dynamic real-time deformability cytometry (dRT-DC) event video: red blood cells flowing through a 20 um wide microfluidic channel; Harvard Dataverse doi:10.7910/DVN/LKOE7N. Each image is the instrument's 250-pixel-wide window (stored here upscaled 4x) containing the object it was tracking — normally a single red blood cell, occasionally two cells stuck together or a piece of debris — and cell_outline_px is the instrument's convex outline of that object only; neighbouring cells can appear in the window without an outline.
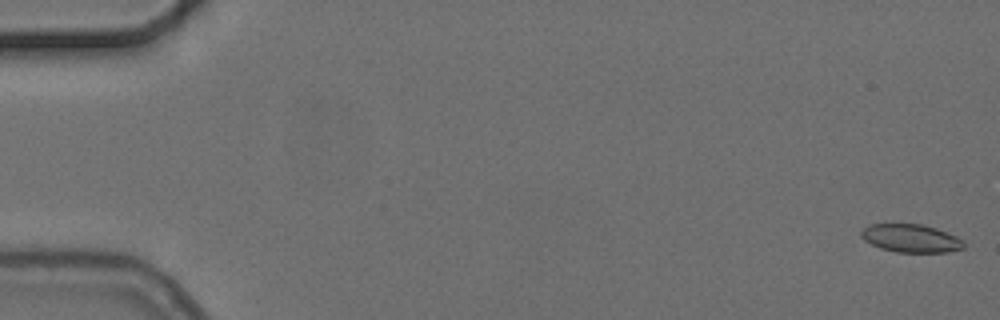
{"species": "common noctule bat (a hibernating species)", "species_latin": "Nyctalus noctula", "temperature_condition": "cold", "stored_images_in_passage": 7, "camera_frame_rate_fps": 3000, "um_per_image_px": 0.085, "animal": {"sex": "female", "body_mass_g": 24.6, "forearm_length_mm": 56.2}, "frame": {"image": 1, "passage_image": 1, "time_ms": 0.0, "image_size_px": [1000, 320], "cell_outline_px": [[964, 248], [948, 252], [896, 252], [880, 248], [864, 240], [860, 236], [860, 232], [868, 224], [920, 224], [936, 228], [956, 236], [964, 240]], "centroid_in_image_um": [77.42, 20.25], "position_along_channel_um": 7.6, "area_um2": 16.82}}
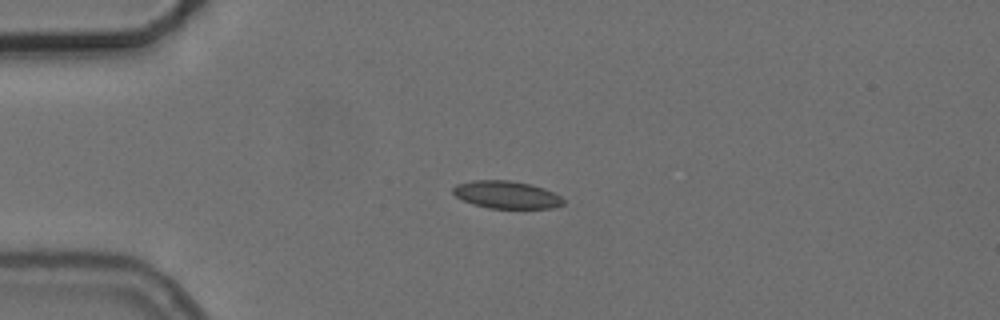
{"frame": {"image": 2, "passage_image": 5, "time_ms": 4.333, "image_size_px": [1000, 320], "cell_outline_px": [[564, 204], [552, 208], [488, 208], [472, 204], [456, 196], [452, 192], [452, 188], [456, 184], [472, 180], [508, 180], [528, 184], [544, 188], [560, 196], [564, 200]], "centroid_in_image_um": [43.02, 16.55], "position_along_channel_um": 42.0, "area_um2": 17.63}}
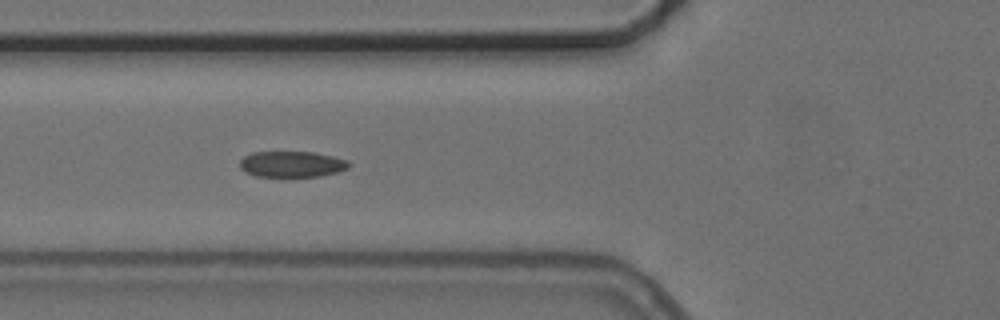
{"frame": {"image": 3, "passage_image": 7, "time_ms": 6.667, "image_size_px": [1000, 320], "cell_outline_px": [[352, 164], [348, 168], [340, 172], [320, 176], [256, 176], [244, 172], [240, 168], [240, 160], [244, 156], [252, 152], [312, 152], [332, 156], [348, 160]], "centroid_in_image_um": [24.82, 13.95], "position_along_channel_um": 101.0, "area_um2": 16.59}}